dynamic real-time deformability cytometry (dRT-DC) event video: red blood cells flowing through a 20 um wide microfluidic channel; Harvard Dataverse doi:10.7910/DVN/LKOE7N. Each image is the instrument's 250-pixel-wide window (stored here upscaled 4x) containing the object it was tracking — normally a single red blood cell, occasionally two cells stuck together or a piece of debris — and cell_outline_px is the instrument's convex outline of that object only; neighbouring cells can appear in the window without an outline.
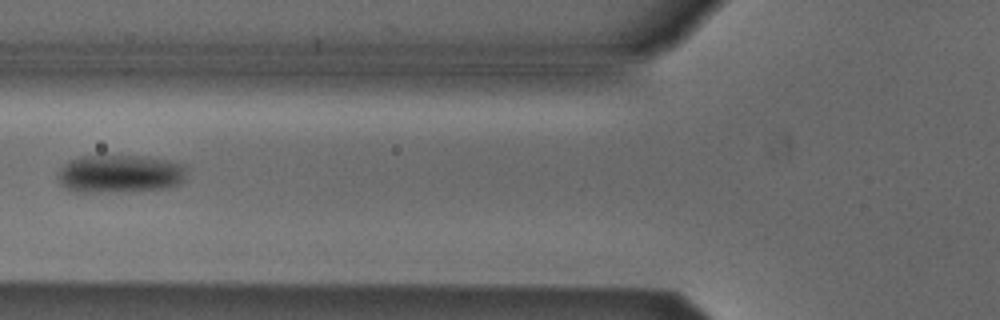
{"species": "Egyptian fruit bat (a non-hibernating species)", "species_latin": "Rousettus aegyptiacus", "temperature_condition": "cold", "stored_images_in_passage": 6, "camera_frame_rate_fps": 3000, "um_per_image_px": 0.085, "animal": {"sex": "male"}, "frame": {"image": 1, "passage_image": 6, "time_ms": 1.667, "image_size_px": [1000, 320], "cell_outline_px": [[188, 168], [184, 180], [180, 184], [168, 188], [112, 192], [72, 192], [60, 184], [56, 176], [60, 168], [68, 160], [80, 156], [104, 152], [144, 156], [168, 160], [184, 164]], "centroid_in_image_um": [10.16, 14.72], "position_along_channel_um": 115.6, "area_um2": 30.0}}